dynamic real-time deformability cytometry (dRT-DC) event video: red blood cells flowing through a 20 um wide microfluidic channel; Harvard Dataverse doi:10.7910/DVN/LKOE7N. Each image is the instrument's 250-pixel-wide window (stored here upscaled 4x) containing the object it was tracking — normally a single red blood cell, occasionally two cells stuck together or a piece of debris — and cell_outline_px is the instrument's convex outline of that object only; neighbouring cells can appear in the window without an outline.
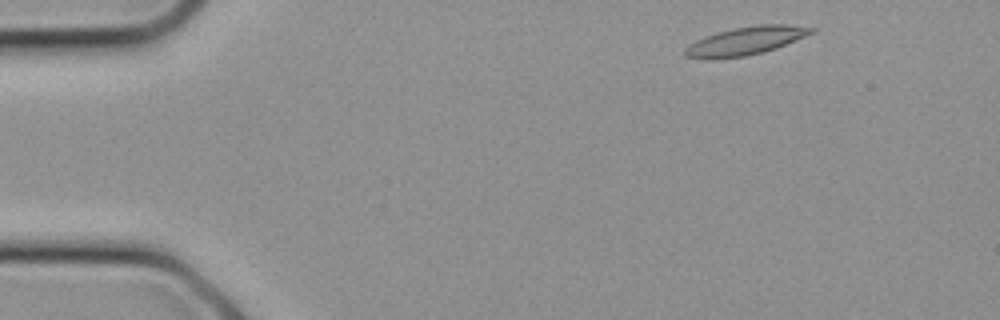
{"species": "common noctule bat (a hibernating species)", "species_latin": "Nyctalus noctula", "temperature_condition": "cold", "stored_images_in_passage": 22, "camera_frame_rate_fps": 3000, "um_per_image_px": 0.085, "animal": {"sex": "female", "body_mass_g": 21.9}, "frame": {"image": 1, "passage_image": 1, "time_ms": 0.0, "image_size_px": [1000, 320], "cell_outline_px": [[816, 32], [776, 48], [764, 52], [744, 56], [716, 60], [708, 60], [684, 56], [684, 48], [688, 44], [704, 36], [716, 32], [732, 28], [760, 24], [788, 24], [816, 28]], "centroid_in_image_um": [63.35, 3.48], "position_along_channel_um": 21.7, "area_um2": 21.21}}
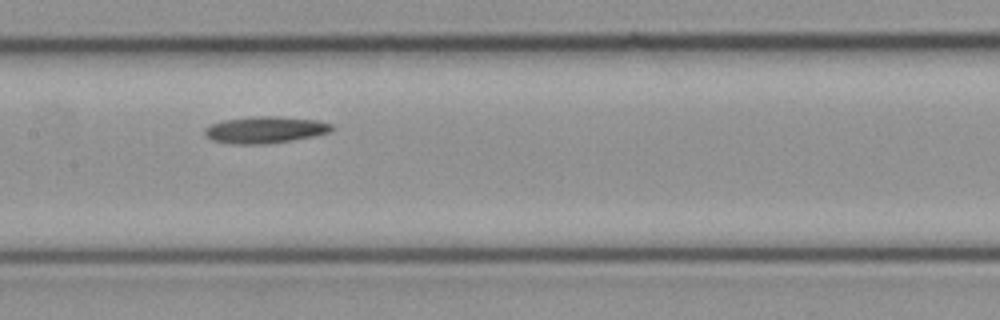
{"frame": {"image": 2, "passage_image": 10, "time_ms": 3.0, "image_size_px": [1000, 320], "cell_outline_px": [[336, 128], [332, 132], [292, 140], [264, 144], [228, 144], [212, 140], [204, 136], [204, 128], [212, 124], [224, 120], [252, 116], [280, 116], [316, 120], [332, 124]], "centroid_in_image_um": [22.53, 11.03], "position_along_channel_um": 184.9, "area_um2": 20.0}}
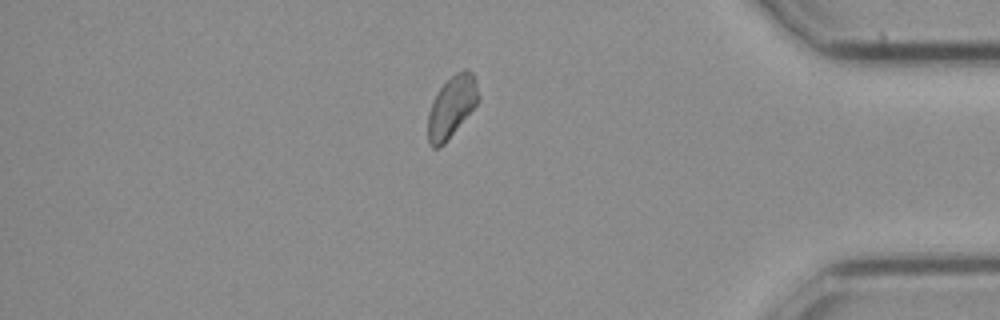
{"frame": {"image": 3, "passage_image": 19, "time_ms": 6.0, "image_size_px": [1000, 320], "cell_outline_px": [[480, 100], [444, 144], [440, 148], [432, 148], [428, 144], [428, 112], [432, 100], [436, 92], [456, 72], [464, 68], [468, 68], [472, 72], [480, 96]], "centroid_in_image_um": [38.38, 9.07], "position_along_channel_um": 396.8, "area_um2": 18.15}}